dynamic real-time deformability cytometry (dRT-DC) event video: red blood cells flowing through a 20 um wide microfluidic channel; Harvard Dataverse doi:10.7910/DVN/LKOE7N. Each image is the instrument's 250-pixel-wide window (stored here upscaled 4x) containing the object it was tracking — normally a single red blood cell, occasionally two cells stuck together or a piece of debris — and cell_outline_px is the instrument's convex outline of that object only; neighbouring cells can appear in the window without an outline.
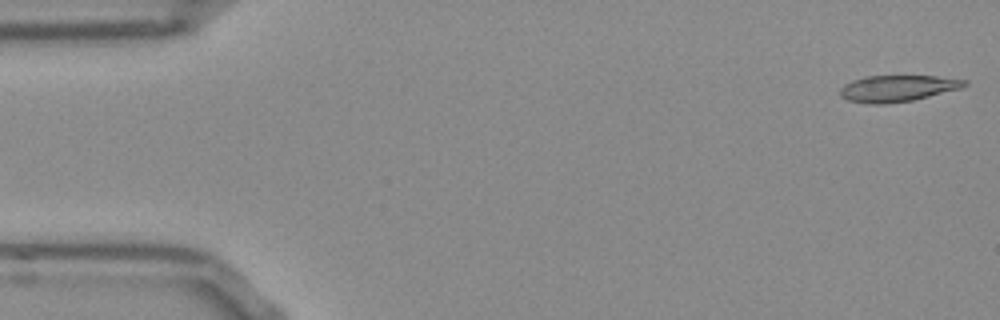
{"species": "Egyptian fruit bat (a non-hibernating species)", "species_latin": "Rousettus aegyptiacus", "temperature_condition": "room temperature", "stored_images_in_passage": 52, "camera_frame_rate_fps": 3000, "um_per_image_px": 0.085, "frame": {"image": 1, "passage_image": 1, "time_ms": 0.0, "image_size_px": [1000, 320], "cell_outline_px": [[968, 84], [960, 88], [912, 100], [884, 104], [868, 104], [848, 100], [840, 96], [840, 88], [844, 84], [852, 80], [864, 76], [936, 76], [968, 80]], "centroid_in_image_um": [76.25, 7.51], "position_along_channel_um": 8.8, "area_um2": 19.07}}
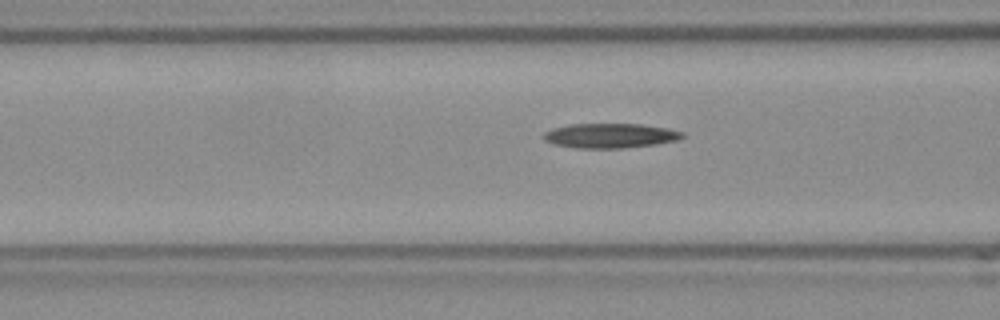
{"frame": {"image": 2, "passage_image": 19, "time_ms": 6.0, "image_size_px": [1000, 320], "cell_outline_px": [[688, 136], [676, 140], [656, 144], [624, 148], [576, 148], [556, 144], [544, 140], [544, 132], [552, 128], [568, 124], [640, 124], [668, 128], [684, 132]], "centroid_in_image_um": [51.9, 11.52], "position_along_channel_um": 114.7, "area_um2": 20.0}}
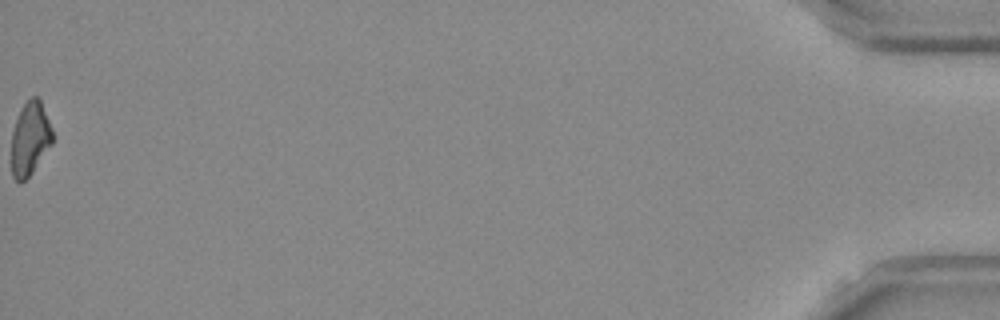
{"frame": {"image": 3, "passage_image": 52, "time_ms": 17.0, "image_size_px": [1000, 320], "cell_outline_px": [[52, 144], [32, 172], [20, 184], [12, 176], [12, 132], [20, 108], [32, 96], [40, 96], [52, 128]], "centroid_in_image_um": [2.56, 11.75], "position_along_channel_um": 432.6, "area_um2": 17.63}, "authors_computed_cell_mechanics": {"area_um2": 19.4208, "velocity_mm_per_s": 3.8621, "shape_relaxation_time_tau1_ms": 9.6713, "shape_relaxation_time_tau2_ms": null, "deformation_change_tau1": 0.2072, "deformation_change_tau2": null}}